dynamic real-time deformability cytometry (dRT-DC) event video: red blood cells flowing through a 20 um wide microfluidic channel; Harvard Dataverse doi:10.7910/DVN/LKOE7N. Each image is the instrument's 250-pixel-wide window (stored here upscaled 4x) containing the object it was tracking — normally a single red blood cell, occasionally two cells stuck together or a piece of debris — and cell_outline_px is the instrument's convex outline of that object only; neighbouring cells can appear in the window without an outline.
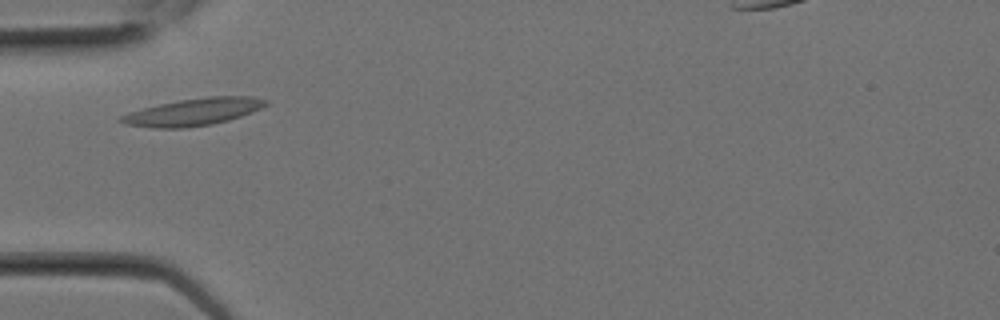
{"species": "Egyptian fruit bat (a non-hibernating species)", "species_latin": "Rousettus aegyptiacus", "temperature_condition": "room temperature", "stored_images_in_passage": 1, "camera_frame_rate_fps": 3000, "um_per_image_px": 0.085, "animal": {"sex": "female"}, "frame": {"image": 1, "passage_image": 1, "time_ms": 0.0, "image_size_px": [1000, 320], "cell_outline_px": [[268, 104], [252, 112], [228, 120], [212, 124], [184, 128], [152, 128], [128, 124], [116, 120], [120, 116], [128, 112], [160, 104], [180, 100], [208, 96], [252, 96], [268, 100]], "centroid_in_image_um": [16.44, 9.51], "position_along_channel_um": 68.6, "area_um2": 22.83}}